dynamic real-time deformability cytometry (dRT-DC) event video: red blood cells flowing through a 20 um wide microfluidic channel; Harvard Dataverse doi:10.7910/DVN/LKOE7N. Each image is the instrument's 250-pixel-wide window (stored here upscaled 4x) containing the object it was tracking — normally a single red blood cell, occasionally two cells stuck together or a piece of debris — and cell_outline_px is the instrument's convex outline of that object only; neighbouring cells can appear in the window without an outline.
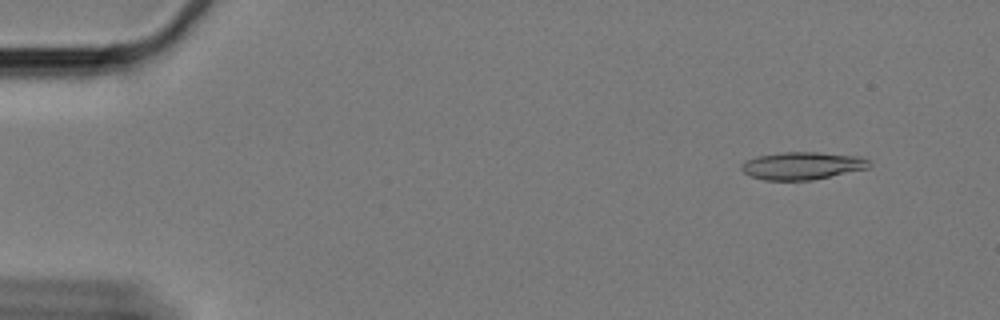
{"species": "Egyptian fruit bat (a non-hibernating species)", "species_latin": "Rousettus aegyptiacus", "temperature_condition": "cold", "stored_images_in_passage": 61, "camera_frame_rate_fps": 3000, "um_per_image_px": 0.085, "animal": {"sex": "female"}, "frame": {"image": 1, "passage_image": 6, "time_ms": 1.667, "image_size_px": [1000, 320], "cell_outline_px": [[872, 164], [868, 168], [812, 180], [764, 180], [752, 176], [744, 172], [740, 168], [740, 164], [756, 156], [780, 152], [820, 152], [860, 156], [868, 160]], "centroid_in_image_um": [68.19, 14.07], "position_along_channel_um": 16.8, "area_um2": 20.58}}
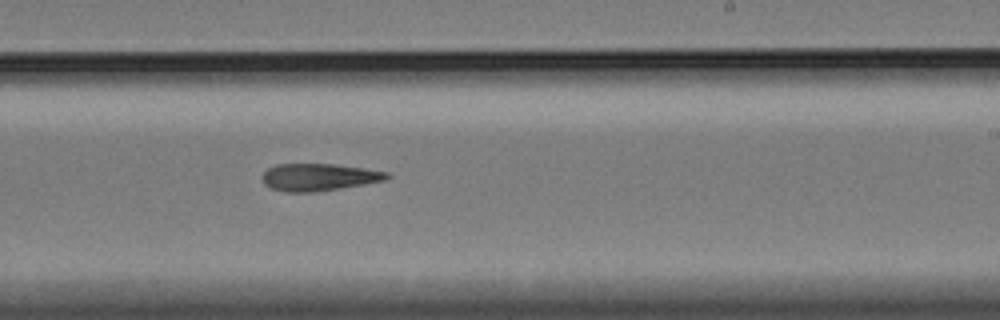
{"frame": {"image": 2, "passage_image": 38, "time_ms": 12.333, "image_size_px": [1000, 320], "cell_outline_px": [[392, 176], [384, 180], [364, 184], [340, 188], [312, 192], [284, 192], [272, 188], [264, 184], [260, 176], [268, 168], [276, 164], [332, 164], [364, 168], [388, 172]], "centroid_in_image_um": [27.07, 15.05], "position_along_channel_um": 261.9, "area_um2": 19.77}}
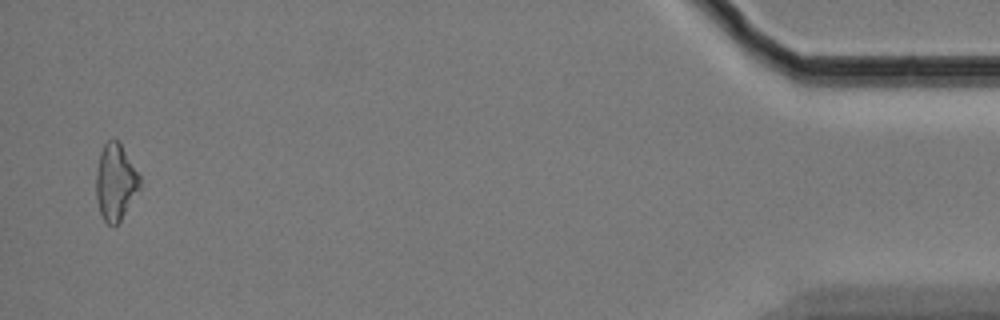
{"frame": {"image": 3, "passage_image": 60, "time_ms": 19.667, "image_size_px": [1000, 320], "cell_outline_px": [[140, 188], [120, 220], [112, 228], [104, 220], [100, 212], [96, 200], [96, 172], [100, 152], [104, 144], [108, 140], [120, 140], [140, 176]], "centroid_in_image_um": [9.81, 15.46], "position_along_channel_um": 425.4, "area_um2": 19.54}}